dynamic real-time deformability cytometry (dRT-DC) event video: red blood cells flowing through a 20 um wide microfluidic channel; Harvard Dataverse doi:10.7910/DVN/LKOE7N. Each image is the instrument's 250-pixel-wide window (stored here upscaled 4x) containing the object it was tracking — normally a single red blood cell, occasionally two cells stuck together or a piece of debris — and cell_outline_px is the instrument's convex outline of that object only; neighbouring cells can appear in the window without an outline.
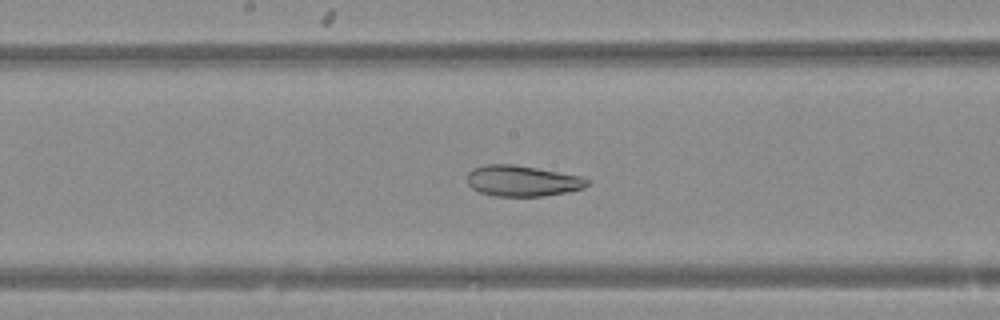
{"species": "Egyptian fruit bat (a non-hibernating species)", "species_latin": "Rousettus aegyptiacus", "temperature_condition": "warm", "stored_images_in_passage": 50, "camera_frame_rate_fps": 3000, "um_per_image_px": 0.085, "animal": {"sex": "female"}, "frame": {"image": 1, "passage_image": 26, "time_ms": 8.333, "image_size_px": [1000, 320], "cell_outline_px": [[588, 184], [584, 188], [568, 192], [544, 196], [496, 196], [480, 192], [472, 188], [468, 184], [468, 172], [472, 168], [484, 164], [512, 164], [536, 168], [580, 176], [588, 180]], "centroid_in_image_um": [44.37, 15.37], "position_along_channel_um": 203.8, "area_um2": 21.5}}
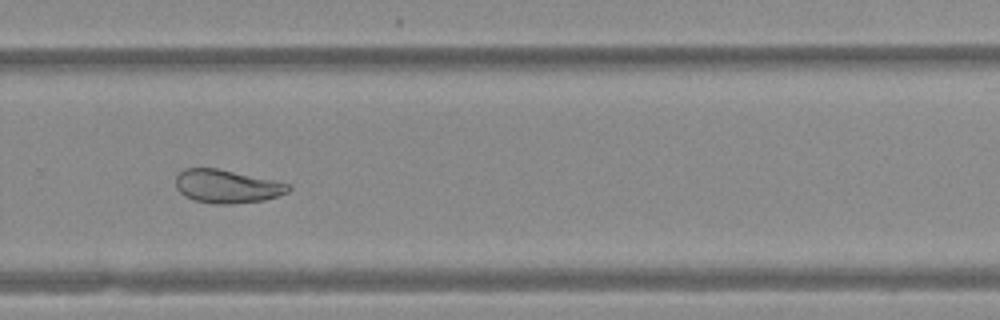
{"frame": {"image": 2, "passage_image": 34, "time_ms": 11.0, "image_size_px": [1000, 320], "cell_outline_px": [[292, 188], [288, 192], [264, 200], [232, 204], [216, 204], [192, 200], [184, 196], [176, 188], [176, 176], [184, 168], [216, 168], [292, 184]], "centroid_in_image_um": [19.28, 15.84], "position_along_channel_um": 310.5, "area_um2": 21.91}}
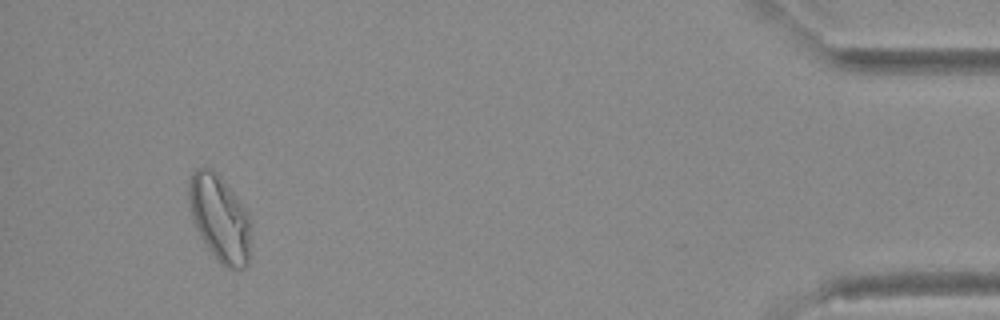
{"frame": {"image": 3, "passage_image": 47, "time_ms": 15.333, "image_size_px": [1000, 320], "cell_outline_px": [[248, 264], [244, 268], [228, 268], [220, 264], [208, 248], [196, 228], [192, 220], [188, 200], [188, 184], [192, 172], [196, 168], [212, 168], [220, 176], [248, 212]], "centroid_in_image_um": [18.62, 18.52], "position_along_channel_um": 416.6, "area_um2": 30.75}}